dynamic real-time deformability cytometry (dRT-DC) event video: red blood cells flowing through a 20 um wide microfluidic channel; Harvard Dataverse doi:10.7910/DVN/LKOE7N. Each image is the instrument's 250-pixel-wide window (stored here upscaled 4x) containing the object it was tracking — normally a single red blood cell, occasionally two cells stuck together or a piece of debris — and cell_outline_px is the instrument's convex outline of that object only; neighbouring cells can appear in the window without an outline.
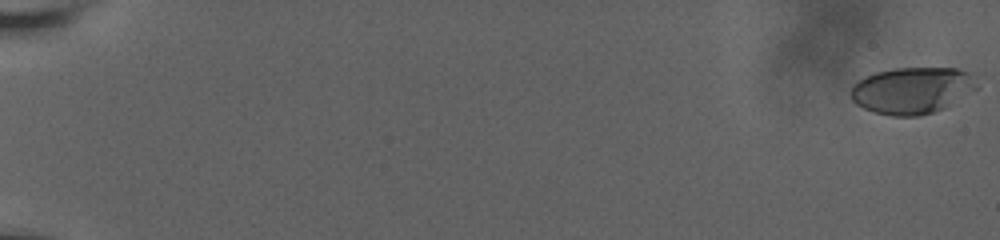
{"species": "human", "species_latin": "Homo sapiens", "temperature_condition": "room temperature", "stored_images_in_passage": 62, "camera_frame_rate_fps": 3000, "um_per_image_px": 0.085, "donor": {"sex": "male"}, "frame": {"image": 1, "passage_image": 1, "time_ms": 0.0, "image_size_px": [1000, 240], "cell_outline_px": [[980, 88], [944, 108], [920, 116], [892, 116], [872, 112], [856, 104], [852, 100], [848, 92], [852, 84], [876, 72], [896, 68], [956, 68], [968, 72]], "centroid_in_image_um": [77.51, 7.69], "position_along_channel_um": 7.5, "area_um2": 34.39}}
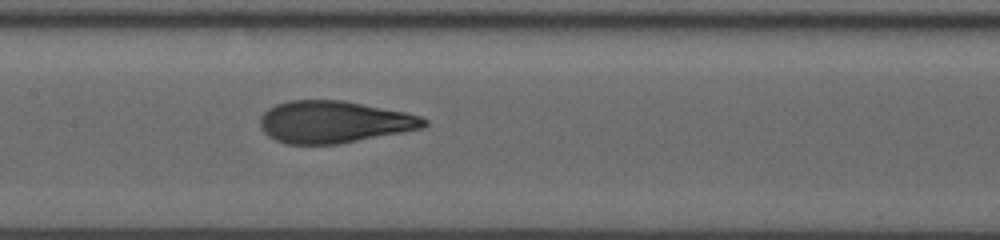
{"frame": {"image": 2, "passage_image": 34, "time_ms": 11.0, "image_size_px": [1000, 240], "cell_outline_px": [[428, 124], [424, 128], [404, 132], [336, 144], [288, 144], [276, 140], [268, 136], [264, 132], [260, 124], [260, 116], [268, 108], [276, 104], [288, 100], [340, 100], [404, 112], [420, 116], [428, 120]], "centroid_in_image_um": [28.37, 10.36], "position_along_channel_um": 179.0, "area_um2": 40.0}}
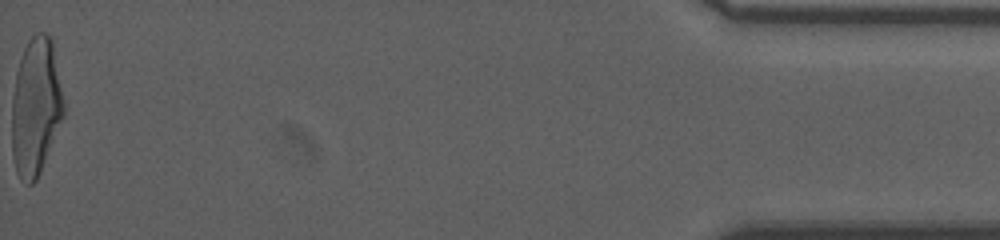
{"frame": {"image": 3, "passage_image": 62, "time_ms": 20.333, "image_size_px": [1000, 240], "cell_outline_px": [[64, 116], [40, 172], [36, 180], [32, 184], [24, 184], [20, 180], [16, 172], [12, 156], [12, 100], [16, 72], [24, 48], [28, 40], [36, 32], [44, 32], [52, 36], [64, 100]], "centroid_in_image_um": [3.04, 9.07], "position_along_channel_um": 432.2, "area_um2": 42.02}, "authors_computed_cell_mechanics": {"area_um2": 39.4774, "velocity_mm_per_s": 3.6505, "shape_relaxation_time_tau1_ms": 6.81, "shape_relaxation_time_tau2_ms": 0.9405, "deformation_change_tau1": 0.2544, "deformation_change_tau2": 0.092}}